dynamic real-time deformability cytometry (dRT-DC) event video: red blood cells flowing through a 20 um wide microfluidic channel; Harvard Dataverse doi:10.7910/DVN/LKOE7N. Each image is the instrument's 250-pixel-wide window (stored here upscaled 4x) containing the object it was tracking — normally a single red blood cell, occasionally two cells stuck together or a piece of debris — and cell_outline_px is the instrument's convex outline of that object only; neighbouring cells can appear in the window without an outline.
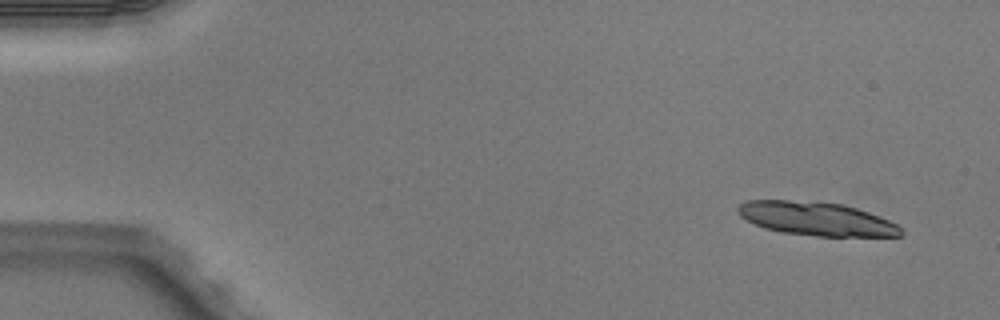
{"species": "Egyptian fruit bat (a non-hibernating species)", "species_latin": "Rousettus aegyptiacus", "temperature_condition": "warm", "stored_images_in_passage": 4, "camera_frame_rate_fps": 3000, "um_per_image_px": 0.085, "animal": {"sex": "male"}, "frame": {"image": 1, "passage_image": 1, "time_ms": 0.0, "image_size_px": [1000, 320], "cell_outline_px": [[904, 236], [816, 236], [784, 232], [764, 228], [740, 216], [736, 208], [740, 204], [748, 200], [788, 200], [840, 204], [856, 208], [868, 212], [888, 220], [904, 228]], "centroid_in_image_um": [69.42, 18.6], "position_along_channel_um": 15.6, "area_um2": 31.56}}